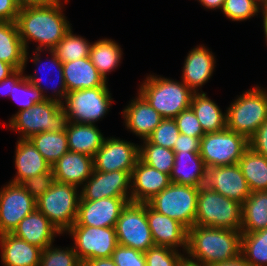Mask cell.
Here are the masks:
<instances>
[{"label": "cell", "mask_w": 267, "mask_h": 266, "mask_svg": "<svg viewBox=\"0 0 267 266\" xmlns=\"http://www.w3.org/2000/svg\"><path fill=\"white\" fill-rule=\"evenodd\" d=\"M69 1L60 0L49 6L25 7L19 10L16 25L26 51L32 42L37 45L33 50L55 49L59 41L72 28L63 10L64 3L67 4Z\"/></svg>", "instance_id": "1"}, {"label": "cell", "mask_w": 267, "mask_h": 266, "mask_svg": "<svg viewBox=\"0 0 267 266\" xmlns=\"http://www.w3.org/2000/svg\"><path fill=\"white\" fill-rule=\"evenodd\" d=\"M267 228V191L251 192L242 204L241 233Z\"/></svg>", "instance_id": "33"}, {"label": "cell", "mask_w": 267, "mask_h": 266, "mask_svg": "<svg viewBox=\"0 0 267 266\" xmlns=\"http://www.w3.org/2000/svg\"><path fill=\"white\" fill-rule=\"evenodd\" d=\"M129 197H110L99 200H80L75 223L91 227H115Z\"/></svg>", "instance_id": "17"}, {"label": "cell", "mask_w": 267, "mask_h": 266, "mask_svg": "<svg viewBox=\"0 0 267 266\" xmlns=\"http://www.w3.org/2000/svg\"><path fill=\"white\" fill-rule=\"evenodd\" d=\"M261 3L266 6L267 5V0H261Z\"/></svg>", "instance_id": "58"}, {"label": "cell", "mask_w": 267, "mask_h": 266, "mask_svg": "<svg viewBox=\"0 0 267 266\" xmlns=\"http://www.w3.org/2000/svg\"><path fill=\"white\" fill-rule=\"evenodd\" d=\"M147 74L137 91L163 117L174 119L190 108L194 92L182 80Z\"/></svg>", "instance_id": "3"}, {"label": "cell", "mask_w": 267, "mask_h": 266, "mask_svg": "<svg viewBox=\"0 0 267 266\" xmlns=\"http://www.w3.org/2000/svg\"><path fill=\"white\" fill-rule=\"evenodd\" d=\"M211 266H252L249 264L242 255L229 261L215 263Z\"/></svg>", "instance_id": "54"}, {"label": "cell", "mask_w": 267, "mask_h": 266, "mask_svg": "<svg viewBox=\"0 0 267 266\" xmlns=\"http://www.w3.org/2000/svg\"><path fill=\"white\" fill-rule=\"evenodd\" d=\"M249 147L248 140L229 129L205 133L200 139V156L206 168L237 164Z\"/></svg>", "instance_id": "10"}, {"label": "cell", "mask_w": 267, "mask_h": 266, "mask_svg": "<svg viewBox=\"0 0 267 266\" xmlns=\"http://www.w3.org/2000/svg\"><path fill=\"white\" fill-rule=\"evenodd\" d=\"M19 10L16 0H0V21L16 22Z\"/></svg>", "instance_id": "49"}, {"label": "cell", "mask_w": 267, "mask_h": 266, "mask_svg": "<svg viewBox=\"0 0 267 266\" xmlns=\"http://www.w3.org/2000/svg\"><path fill=\"white\" fill-rule=\"evenodd\" d=\"M29 52H30L29 50L26 51L23 69L24 70L26 69V67H27L26 65L28 64L27 62L29 61L28 60L29 58H30V60H32V62L35 64V66H37V69L34 70L35 73L33 72L32 73L33 75L32 74H27V75L25 74L24 76L26 77L27 80H29L36 88H38L43 93L44 97L47 100H53V101H57L59 103H62L63 100L65 99V96L68 93L66 86H65V80H64V75H63V63L58 59L56 53L53 50H50L48 52L46 51L47 54L48 53L50 54V58L48 59V57H47L46 58L47 62L44 61V63L41 60V52H43V51L34 50V51H32L33 53H31L33 55H31ZM44 68H45V70L48 69L54 73L56 71V73L54 74L55 79L54 78L52 79L53 85L50 87V89H51L50 95H48V93H47V92H49V90H48L49 87L46 86L47 85L46 83H48V80H42V77L39 76V74H41L42 76L44 75L42 73ZM45 70H44V72H45ZM40 71H41V73H39L37 75V73ZM45 75H47V74H45ZM48 76H49V73H48ZM43 81H45V82H43ZM45 93H47V94H45Z\"/></svg>", "instance_id": "16"}, {"label": "cell", "mask_w": 267, "mask_h": 266, "mask_svg": "<svg viewBox=\"0 0 267 266\" xmlns=\"http://www.w3.org/2000/svg\"><path fill=\"white\" fill-rule=\"evenodd\" d=\"M180 133L187 136L202 138L205 133L192 108L183 110L174 118Z\"/></svg>", "instance_id": "44"}, {"label": "cell", "mask_w": 267, "mask_h": 266, "mask_svg": "<svg viewBox=\"0 0 267 266\" xmlns=\"http://www.w3.org/2000/svg\"><path fill=\"white\" fill-rule=\"evenodd\" d=\"M8 122V128L20 134L19 139H29L46 131H65L68 119L61 103L45 100L29 109L17 111Z\"/></svg>", "instance_id": "5"}, {"label": "cell", "mask_w": 267, "mask_h": 266, "mask_svg": "<svg viewBox=\"0 0 267 266\" xmlns=\"http://www.w3.org/2000/svg\"><path fill=\"white\" fill-rule=\"evenodd\" d=\"M248 143L252 150L267 158V120L257 129Z\"/></svg>", "instance_id": "47"}, {"label": "cell", "mask_w": 267, "mask_h": 266, "mask_svg": "<svg viewBox=\"0 0 267 266\" xmlns=\"http://www.w3.org/2000/svg\"><path fill=\"white\" fill-rule=\"evenodd\" d=\"M241 255L252 266H267V228L242 233Z\"/></svg>", "instance_id": "36"}, {"label": "cell", "mask_w": 267, "mask_h": 266, "mask_svg": "<svg viewBox=\"0 0 267 266\" xmlns=\"http://www.w3.org/2000/svg\"><path fill=\"white\" fill-rule=\"evenodd\" d=\"M137 96L122 110L125 129L140 140L147 139L164 119L137 91Z\"/></svg>", "instance_id": "21"}, {"label": "cell", "mask_w": 267, "mask_h": 266, "mask_svg": "<svg viewBox=\"0 0 267 266\" xmlns=\"http://www.w3.org/2000/svg\"><path fill=\"white\" fill-rule=\"evenodd\" d=\"M51 169L56 182L81 188L93 173V158L86 154L68 151L51 166Z\"/></svg>", "instance_id": "23"}, {"label": "cell", "mask_w": 267, "mask_h": 266, "mask_svg": "<svg viewBox=\"0 0 267 266\" xmlns=\"http://www.w3.org/2000/svg\"><path fill=\"white\" fill-rule=\"evenodd\" d=\"M184 255V252L162 246H154L144 252L146 266H177Z\"/></svg>", "instance_id": "43"}, {"label": "cell", "mask_w": 267, "mask_h": 266, "mask_svg": "<svg viewBox=\"0 0 267 266\" xmlns=\"http://www.w3.org/2000/svg\"><path fill=\"white\" fill-rule=\"evenodd\" d=\"M19 106L18 111L31 108L34 104L47 100L43 93L23 76L14 86L9 96Z\"/></svg>", "instance_id": "41"}, {"label": "cell", "mask_w": 267, "mask_h": 266, "mask_svg": "<svg viewBox=\"0 0 267 266\" xmlns=\"http://www.w3.org/2000/svg\"><path fill=\"white\" fill-rule=\"evenodd\" d=\"M80 198V188L55 181L36 200V208L64 235L76 221Z\"/></svg>", "instance_id": "7"}, {"label": "cell", "mask_w": 267, "mask_h": 266, "mask_svg": "<svg viewBox=\"0 0 267 266\" xmlns=\"http://www.w3.org/2000/svg\"><path fill=\"white\" fill-rule=\"evenodd\" d=\"M73 33L70 28L53 50L62 63L89 57L92 42L84 36Z\"/></svg>", "instance_id": "38"}, {"label": "cell", "mask_w": 267, "mask_h": 266, "mask_svg": "<svg viewBox=\"0 0 267 266\" xmlns=\"http://www.w3.org/2000/svg\"><path fill=\"white\" fill-rule=\"evenodd\" d=\"M227 129L249 140L267 120V90L258 84L247 89L226 108Z\"/></svg>", "instance_id": "4"}, {"label": "cell", "mask_w": 267, "mask_h": 266, "mask_svg": "<svg viewBox=\"0 0 267 266\" xmlns=\"http://www.w3.org/2000/svg\"><path fill=\"white\" fill-rule=\"evenodd\" d=\"M139 144V158L147 165L170 175L174 166L175 152L150 143L147 139Z\"/></svg>", "instance_id": "37"}, {"label": "cell", "mask_w": 267, "mask_h": 266, "mask_svg": "<svg viewBox=\"0 0 267 266\" xmlns=\"http://www.w3.org/2000/svg\"><path fill=\"white\" fill-rule=\"evenodd\" d=\"M15 145L14 167L16 173L9 182L22 184L28 178L51 170V165L29 139H18Z\"/></svg>", "instance_id": "25"}, {"label": "cell", "mask_w": 267, "mask_h": 266, "mask_svg": "<svg viewBox=\"0 0 267 266\" xmlns=\"http://www.w3.org/2000/svg\"><path fill=\"white\" fill-rule=\"evenodd\" d=\"M113 102L109 87H94L68 92L61 106L68 122L96 125L110 112Z\"/></svg>", "instance_id": "8"}, {"label": "cell", "mask_w": 267, "mask_h": 266, "mask_svg": "<svg viewBox=\"0 0 267 266\" xmlns=\"http://www.w3.org/2000/svg\"><path fill=\"white\" fill-rule=\"evenodd\" d=\"M219 194L241 204L249 197L251 191L243 176L239 164L209 167L206 169L204 184Z\"/></svg>", "instance_id": "18"}, {"label": "cell", "mask_w": 267, "mask_h": 266, "mask_svg": "<svg viewBox=\"0 0 267 266\" xmlns=\"http://www.w3.org/2000/svg\"><path fill=\"white\" fill-rule=\"evenodd\" d=\"M29 140L51 166L69 151L66 131H46Z\"/></svg>", "instance_id": "35"}, {"label": "cell", "mask_w": 267, "mask_h": 266, "mask_svg": "<svg viewBox=\"0 0 267 266\" xmlns=\"http://www.w3.org/2000/svg\"><path fill=\"white\" fill-rule=\"evenodd\" d=\"M123 54L120 44L115 40L102 38L92 42L89 57L99 73L108 81L107 75L120 66Z\"/></svg>", "instance_id": "32"}, {"label": "cell", "mask_w": 267, "mask_h": 266, "mask_svg": "<svg viewBox=\"0 0 267 266\" xmlns=\"http://www.w3.org/2000/svg\"><path fill=\"white\" fill-rule=\"evenodd\" d=\"M146 217L155 246L169 247L186 253L188 229L183 224L157 212L148 203Z\"/></svg>", "instance_id": "19"}, {"label": "cell", "mask_w": 267, "mask_h": 266, "mask_svg": "<svg viewBox=\"0 0 267 266\" xmlns=\"http://www.w3.org/2000/svg\"><path fill=\"white\" fill-rule=\"evenodd\" d=\"M206 10H222L224 0H197Z\"/></svg>", "instance_id": "53"}, {"label": "cell", "mask_w": 267, "mask_h": 266, "mask_svg": "<svg viewBox=\"0 0 267 266\" xmlns=\"http://www.w3.org/2000/svg\"><path fill=\"white\" fill-rule=\"evenodd\" d=\"M171 183L170 175L145 164L139 158L131 173V202L147 203Z\"/></svg>", "instance_id": "22"}, {"label": "cell", "mask_w": 267, "mask_h": 266, "mask_svg": "<svg viewBox=\"0 0 267 266\" xmlns=\"http://www.w3.org/2000/svg\"><path fill=\"white\" fill-rule=\"evenodd\" d=\"M264 5L261 0H224L222 14L231 21H247L261 15Z\"/></svg>", "instance_id": "39"}, {"label": "cell", "mask_w": 267, "mask_h": 266, "mask_svg": "<svg viewBox=\"0 0 267 266\" xmlns=\"http://www.w3.org/2000/svg\"><path fill=\"white\" fill-rule=\"evenodd\" d=\"M199 187L171 183L147 203L157 212L177 220L187 229L195 225Z\"/></svg>", "instance_id": "9"}, {"label": "cell", "mask_w": 267, "mask_h": 266, "mask_svg": "<svg viewBox=\"0 0 267 266\" xmlns=\"http://www.w3.org/2000/svg\"><path fill=\"white\" fill-rule=\"evenodd\" d=\"M241 231L194 225L188 229L186 255L205 265L229 261L241 255Z\"/></svg>", "instance_id": "2"}, {"label": "cell", "mask_w": 267, "mask_h": 266, "mask_svg": "<svg viewBox=\"0 0 267 266\" xmlns=\"http://www.w3.org/2000/svg\"><path fill=\"white\" fill-rule=\"evenodd\" d=\"M24 71L25 70L23 68L16 69L12 74L0 81L1 96H10L12 86H14L25 75Z\"/></svg>", "instance_id": "50"}, {"label": "cell", "mask_w": 267, "mask_h": 266, "mask_svg": "<svg viewBox=\"0 0 267 266\" xmlns=\"http://www.w3.org/2000/svg\"><path fill=\"white\" fill-rule=\"evenodd\" d=\"M173 151L200 152V138L180 133L178 139L175 141Z\"/></svg>", "instance_id": "48"}, {"label": "cell", "mask_w": 267, "mask_h": 266, "mask_svg": "<svg viewBox=\"0 0 267 266\" xmlns=\"http://www.w3.org/2000/svg\"><path fill=\"white\" fill-rule=\"evenodd\" d=\"M179 134L180 132L175 120L172 118H164L147 140L152 144L173 150Z\"/></svg>", "instance_id": "42"}, {"label": "cell", "mask_w": 267, "mask_h": 266, "mask_svg": "<svg viewBox=\"0 0 267 266\" xmlns=\"http://www.w3.org/2000/svg\"><path fill=\"white\" fill-rule=\"evenodd\" d=\"M13 235L42 250L53 244L61 232L37 209L23 218L13 230Z\"/></svg>", "instance_id": "24"}, {"label": "cell", "mask_w": 267, "mask_h": 266, "mask_svg": "<svg viewBox=\"0 0 267 266\" xmlns=\"http://www.w3.org/2000/svg\"><path fill=\"white\" fill-rule=\"evenodd\" d=\"M177 266H208L199 261L189 258L186 254L181 258Z\"/></svg>", "instance_id": "56"}, {"label": "cell", "mask_w": 267, "mask_h": 266, "mask_svg": "<svg viewBox=\"0 0 267 266\" xmlns=\"http://www.w3.org/2000/svg\"><path fill=\"white\" fill-rule=\"evenodd\" d=\"M215 57L214 53L204 44L193 47L187 53L184 66H182L181 80L194 93H200V91L204 93L202 87L213 76L216 67Z\"/></svg>", "instance_id": "20"}, {"label": "cell", "mask_w": 267, "mask_h": 266, "mask_svg": "<svg viewBox=\"0 0 267 266\" xmlns=\"http://www.w3.org/2000/svg\"><path fill=\"white\" fill-rule=\"evenodd\" d=\"M16 1L21 9L25 7L49 6L57 3L60 0H16Z\"/></svg>", "instance_id": "51"}, {"label": "cell", "mask_w": 267, "mask_h": 266, "mask_svg": "<svg viewBox=\"0 0 267 266\" xmlns=\"http://www.w3.org/2000/svg\"><path fill=\"white\" fill-rule=\"evenodd\" d=\"M25 54L16 22L0 21V61L21 69L24 67Z\"/></svg>", "instance_id": "31"}, {"label": "cell", "mask_w": 267, "mask_h": 266, "mask_svg": "<svg viewBox=\"0 0 267 266\" xmlns=\"http://www.w3.org/2000/svg\"><path fill=\"white\" fill-rule=\"evenodd\" d=\"M262 19H263V31H264V37H265V44L267 46V5L263 7L262 9Z\"/></svg>", "instance_id": "57"}, {"label": "cell", "mask_w": 267, "mask_h": 266, "mask_svg": "<svg viewBox=\"0 0 267 266\" xmlns=\"http://www.w3.org/2000/svg\"><path fill=\"white\" fill-rule=\"evenodd\" d=\"M36 209V199L21 184L7 182L1 186L0 234L12 233L19 222Z\"/></svg>", "instance_id": "13"}, {"label": "cell", "mask_w": 267, "mask_h": 266, "mask_svg": "<svg viewBox=\"0 0 267 266\" xmlns=\"http://www.w3.org/2000/svg\"><path fill=\"white\" fill-rule=\"evenodd\" d=\"M190 107L199 120L204 133L219 132L227 128L226 110L223 112L220 106L207 96V92L194 93Z\"/></svg>", "instance_id": "30"}, {"label": "cell", "mask_w": 267, "mask_h": 266, "mask_svg": "<svg viewBox=\"0 0 267 266\" xmlns=\"http://www.w3.org/2000/svg\"><path fill=\"white\" fill-rule=\"evenodd\" d=\"M174 152V166L170 174L171 182L193 187L204 186L207 168L199 152Z\"/></svg>", "instance_id": "28"}, {"label": "cell", "mask_w": 267, "mask_h": 266, "mask_svg": "<svg viewBox=\"0 0 267 266\" xmlns=\"http://www.w3.org/2000/svg\"><path fill=\"white\" fill-rule=\"evenodd\" d=\"M81 263L97 258H109L118 246L115 227H91L76 223L66 232Z\"/></svg>", "instance_id": "11"}, {"label": "cell", "mask_w": 267, "mask_h": 266, "mask_svg": "<svg viewBox=\"0 0 267 266\" xmlns=\"http://www.w3.org/2000/svg\"><path fill=\"white\" fill-rule=\"evenodd\" d=\"M16 69L9 63L0 61V81L12 74Z\"/></svg>", "instance_id": "55"}, {"label": "cell", "mask_w": 267, "mask_h": 266, "mask_svg": "<svg viewBox=\"0 0 267 266\" xmlns=\"http://www.w3.org/2000/svg\"><path fill=\"white\" fill-rule=\"evenodd\" d=\"M42 249L12 233L0 234V257L3 266H39Z\"/></svg>", "instance_id": "26"}, {"label": "cell", "mask_w": 267, "mask_h": 266, "mask_svg": "<svg viewBox=\"0 0 267 266\" xmlns=\"http://www.w3.org/2000/svg\"><path fill=\"white\" fill-rule=\"evenodd\" d=\"M116 266H146L144 252L118 244L111 256Z\"/></svg>", "instance_id": "45"}, {"label": "cell", "mask_w": 267, "mask_h": 266, "mask_svg": "<svg viewBox=\"0 0 267 266\" xmlns=\"http://www.w3.org/2000/svg\"><path fill=\"white\" fill-rule=\"evenodd\" d=\"M69 151L95 156L105 139L104 134L94 124L68 122L66 125Z\"/></svg>", "instance_id": "29"}, {"label": "cell", "mask_w": 267, "mask_h": 266, "mask_svg": "<svg viewBox=\"0 0 267 266\" xmlns=\"http://www.w3.org/2000/svg\"><path fill=\"white\" fill-rule=\"evenodd\" d=\"M251 192L267 191V158L250 147L238 162Z\"/></svg>", "instance_id": "34"}, {"label": "cell", "mask_w": 267, "mask_h": 266, "mask_svg": "<svg viewBox=\"0 0 267 266\" xmlns=\"http://www.w3.org/2000/svg\"><path fill=\"white\" fill-rule=\"evenodd\" d=\"M139 160V144L120 137H105L101 148L93 157L94 170L102 172H132Z\"/></svg>", "instance_id": "14"}, {"label": "cell", "mask_w": 267, "mask_h": 266, "mask_svg": "<svg viewBox=\"0 0 267 266\" xmlns=\"http://www.w3.org/2000/svg\"><path fill=\"white\" fill-rule=\"evenodd\" d=\"M118 244L142 252L155 246L146 217V203L127 202L117 220Z\"/></svg>", "instance_id": "12"}, {"label": "cell", "mask_w": 267, "mask_h": 266, "mask_svg": "<svg viewBox=\"0 0 267 266\" xmlns=\"http://www.w3.org/2000/svg\"><path fill=\"white\" fill-rule=\"evenodd\" d=\"M55 182L52 169L49 172L28 178L21 185L36 200L49 190Z\"/></svg>", "instance_id": "46"}, {"label": "cell", "mask_w": 267, "mask_h": 266, "mask_svg": "<svg viewBox=\"0 0 267 266\" xmlns=\"http://www.w3.org/2000/svg\"><path fill=\"white\" fill-rule=\"evenodd\" d=\"M195 225L240 231L242 204L208 189L199 187Z\"/></svg>", "instance_id": "6"}, {"label": "cell", "mask_w": 267, "mask_h": 266, "mask_svg": "<svg viewBox=\"0 0 267 266\" xmlns=\"http://www.w3.org/2000/svg\"><path fill=\"white\" fill-rule=\"evenodd\" d=\"M131 173L126 171L102 172L93 170L91 177L80 188V200H99L131 195Z\"/></svg>", "instance_id": "15"}, {"label": "cell", "mask_w": 267, "mask_h": 266, "mask_svg": "<svg viewBox=\"0 0 267 266\" xmlns=\"http://www.w3.org/2000/svg\"><path fill=\"white\" fill-rule=\"evenodd\" d=\"M63 75L68 92L94 87H108V81L99 73L90 57L64 62Z\"/></svg>", "instance_id": "27"}, {"label": "cell", "mask_w": 267, "mask_h": 266, "mask_svg": "<svg viewBox=\"0 0 267 266\" xmlns=\"http://www.w3.org/2000/svg\"><path fill=\"white\" fill-rule=\"evenodd\" d=\"M39 266H82L72 243L70 247L49 245L44 248L40 256Z\"/></svg>", "instance_id": "40"}, {"label": "cell", "mask_w": 267, "mask_h": 266, "mask_svg": "<svg viewBox=\"0 0 267 266\" xmlns=\"http://www.w3.org/2000/svg\"><path fill=\"white\" fill-rule=\"evenodd\" d=\"M82 266H116L111 257L87 260Z\"/></svg>", "instance_id": "52"}]
</instances>
